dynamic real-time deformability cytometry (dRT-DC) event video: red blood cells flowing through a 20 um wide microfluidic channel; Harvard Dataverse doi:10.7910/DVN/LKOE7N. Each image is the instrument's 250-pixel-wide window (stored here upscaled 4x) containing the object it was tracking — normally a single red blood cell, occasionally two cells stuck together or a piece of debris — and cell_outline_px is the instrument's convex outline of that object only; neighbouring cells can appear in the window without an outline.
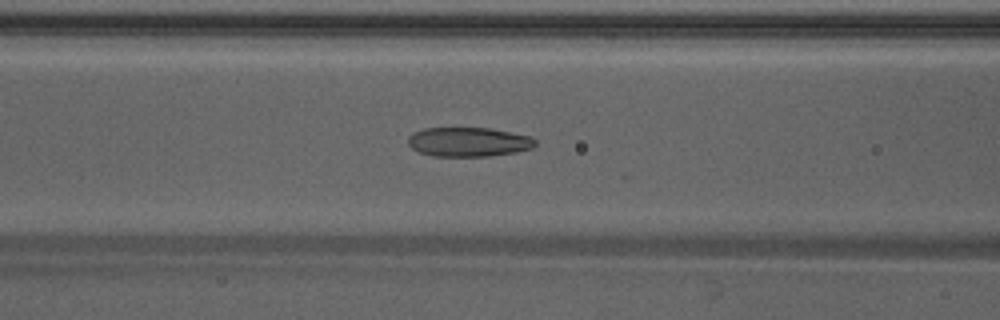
{"species": "Egyptian fruit bat (a non-hibernating species)", "species_latin": "Rousettus aegyptiacus", "temperature_condition": "warm", "stored_images_in_passage": 40, "camera_frame_rate_fps": 3000, "um_per_image_px": 0.085, "animal": {"sex": "male"}, "frame": {"image": 1, "passage_image": 12, "time_ms": 3.667, "image_size_px": [1000, 320], "cell_outline_px": [[536, 144], [532, 148], [516, 152], [488, 156], [432, 156], [420, 152], [412, 148], [408, 144], [408, 136], [424, 128], [492, 128], [532, 136], [536, 140]], "centroid_in_image_um": [39.86, 12.06], "position_along_channel_um": 126.7, "area_um2": 21.79}}
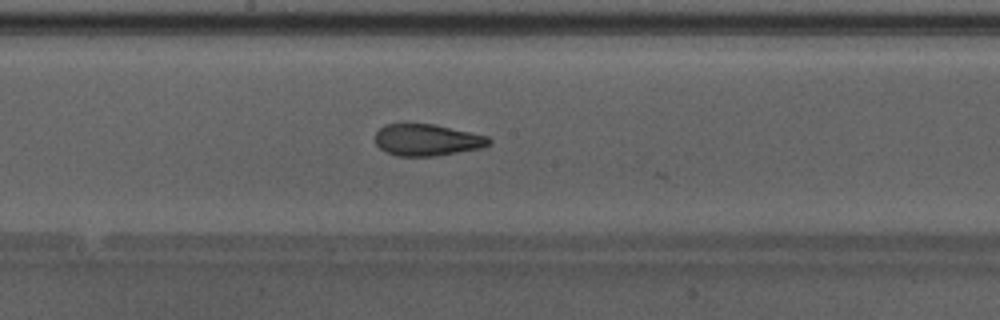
{"frame": {"image": 2, "passage_image": 18, "time_ms": 5.667, "image_size_px": [1000, 320], "cell_outline_px": [[492, 140], [488, 144], [480, 148], [436, 156], [396, 156], [380, 148], [376, 144], [376, 132], [384, 124], [432, 124], [488, 136]], "centroid_in_image_um": [36.28, 11.9], "position_along_channel_um": 211.9, "area_um2": 20.75}}
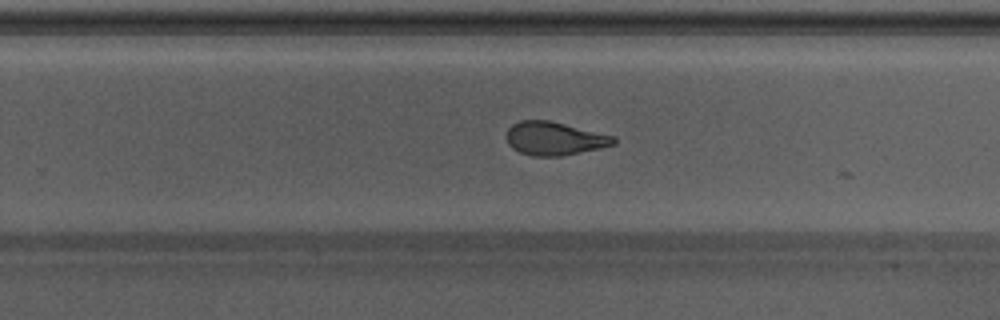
{"frame": {"image": 3, "passage_image": 23, "time_ms": 7.333, "image_size_px": [1000, 320], "cell_outline_px": [[616, 144], [600, 148], [560, 156], [532, 156], [520, 152], [512, 148], [508, 144], [508, 128], [512, 124], [520, 120], [548, 120], [616, 136]], "centroid_in_image_um": [47.14, 11.77], "position_along_channel_um": 282.7, "area_um2": 20.75}, "authors_computed_cell_mechanics": {"area_um2": 21.8484, "velocity_mm_per_s": 4.2582, "shape_relaxation_time_tau1_ms": 4.05, "shape_relaxation_time_tau2_ms": 1.5781, "deformation_change_tau1": 0.1605, "deformation_change_tau2": 0.0865}}